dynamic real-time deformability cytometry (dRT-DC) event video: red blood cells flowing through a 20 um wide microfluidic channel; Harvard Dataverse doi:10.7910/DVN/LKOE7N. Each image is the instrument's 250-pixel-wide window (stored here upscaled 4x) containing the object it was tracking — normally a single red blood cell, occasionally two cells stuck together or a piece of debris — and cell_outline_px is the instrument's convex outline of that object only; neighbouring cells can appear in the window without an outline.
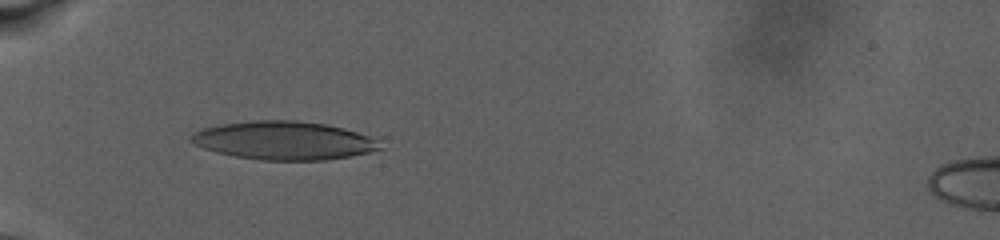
{"species": "human", "species_latin": "Homo sapiens", "temperature_condition": "warm", "stored_images_in_passage": 36, "camera_frame_rate_fps": 3000, "um_per_image_px": 0.085, "donor": {"sex": "male"}, "frame": {"image": 1, "passage_image": 11, "time_ms": 6.0, "image_size_px": [1000, 240], "cell_outline_px": [[384, 148], [368, 152], [348, 156], [324, 160], [260, 160], [236, 156], [216, 152], [204, 148], [188, 140], [188, 136], [192, 132], [216, 124], [252, 120], [296, 120], [324, 124], [384, 136]], "centroid_in_image_um": [24.25, 11.92], "position_along_channel_um": 60.8, "area_um2": 43.29}}
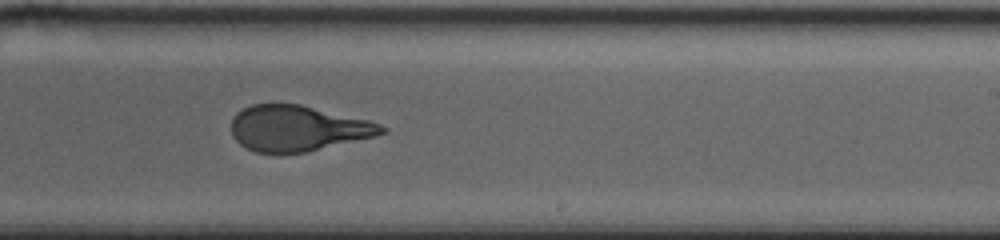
{"frame": {"image": 2, "passage_image": 20, "time_ms": 14.333, "image_size_px": [1000, 240], "cell_outline_px": [[388, 132], [308, 152], [256, 152], [240, 144], [232, 136], [232, 116], [236, 112], [252, 104], [300, 104], [368, 120], [380, 124], [388, 128]], "centroid_in_image_um": [25.29, 10.89], "position_along_channel_um": 263.7, "area_um2": 39.65}}
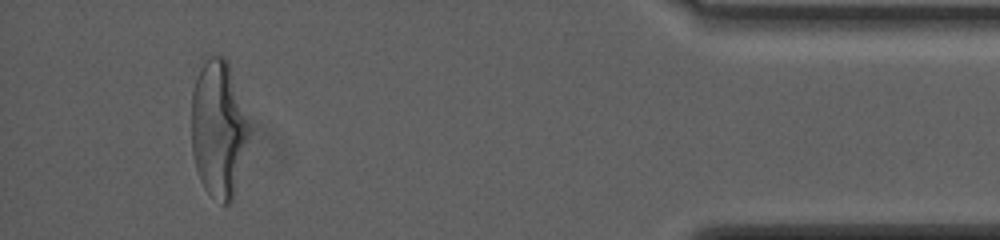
{"frame": {"image": 3, "passage_image": 33, "time_ms": 22.0, "image_size_px": [1000, 240], "cell_outline_px": [[248, 136], [232, 200], [228, 204], [224, 204], [212, 196], [204, 188], [200, 180], [196, 168], [192, 152], [192, 92], [200, 56], [204, 52], [224, 56], [228, 60], [248, 124]], "centroid_in_image_um": [18.5, 10.8], "position_along_channel_um": 416.7, "area_um2": 45.95}, "authors_computed_cell_mechanics": {"area_um2": 43.0899, "velocity_mm_per_s": 2.6318, "shape_relaxation_time_tau1_ms": 10.482, "shape_relaxation_time_tau2_ms": 1.2781, "deformation_change_tau1": 0.3119, "deformation_change_tau2": 0.0929}}